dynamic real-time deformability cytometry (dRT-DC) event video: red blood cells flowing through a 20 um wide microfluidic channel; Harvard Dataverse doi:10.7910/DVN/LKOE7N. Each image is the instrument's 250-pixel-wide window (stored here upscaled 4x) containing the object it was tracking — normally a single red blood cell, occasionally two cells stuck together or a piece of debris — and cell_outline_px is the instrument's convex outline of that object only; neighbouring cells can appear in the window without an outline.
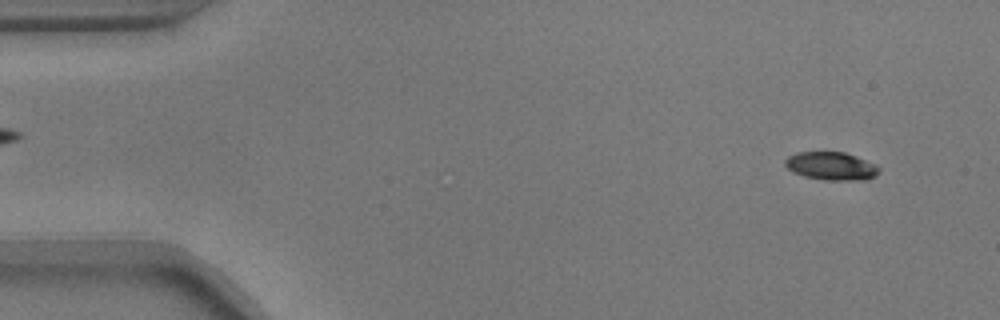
{"species": "common noctule bat (a hibernating species)", "species_latin": "Nyctalus noctula", "temperature_condition": "warm", "stored_images_in_passage": 54, "camera_frame_rate_fps": 3000, "um_per_image_px": 0.085, "animal": {"sex": "male", "body_mass_g": 17.9}, "frame": {"image": 1, "passage_image": 4, "time_ms": 1.0, "image_size_px": [1000, 320], "cell_outline_px": [[880, 172], [876, 176], [868, 180], [824, 180], [804, 176], [792, 172], [784, 164], [784, 160], [788, 156], [796, 152], [844, 152], [856, 156], [876, 164], [880, 168]], "centroid_in_image_um": [70.67, 14.12], "position_along_channel_um": 14.3, "area_um2": 15.61}}
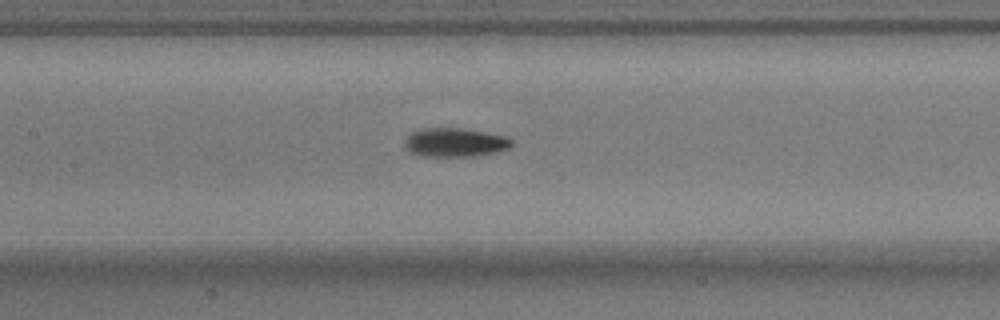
{"frame": {"image": 2, "passage_image": 25, "time_ms": 8.0, "image_size_px": [1000, 320], "cell_outline_px": [[512, 144], [508, 148], [496, 152], [476, 156], [420, 156], [412, 152], [404, 144], [404, 140], [412, 132], [420, 128], [464, 128], [504, 136], [512, 140]], "centroid_in_image_um": [38.66, 12.1], "position_along_channel_um": 168.7, "area_um2": 17.86}}
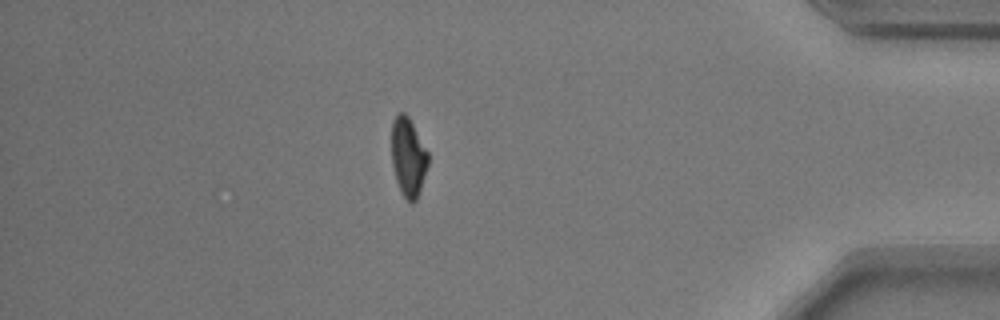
{"frame": {"image": 3, "passage_image": 47, "time_ms": 15.333, "image_size_px": [1000, 320], "cell_outline_px": [[428, 164], [416, 200], [412, 204], [400, 192], [396, 180], [392, 164], [392, 120], [400, 112], [404, 112], [408, 116], [428, 152]], "centroid_in_image_um": [34.68, 13.34], "position_along_channel_um": 400.5, "area_um2": 16.53}, "authors_computed_cell_mechanics": {"area_um2": 17.2244, "velocity_mm_per_s": 3.7105, "shape_relaxation_time_tau1_ms": 3.7182, "shape_relaxation_time_tau2_ms": 3.5488, "deformation_change_tau1": 0.1575, "deformation_change_tau2": 0.0852}}